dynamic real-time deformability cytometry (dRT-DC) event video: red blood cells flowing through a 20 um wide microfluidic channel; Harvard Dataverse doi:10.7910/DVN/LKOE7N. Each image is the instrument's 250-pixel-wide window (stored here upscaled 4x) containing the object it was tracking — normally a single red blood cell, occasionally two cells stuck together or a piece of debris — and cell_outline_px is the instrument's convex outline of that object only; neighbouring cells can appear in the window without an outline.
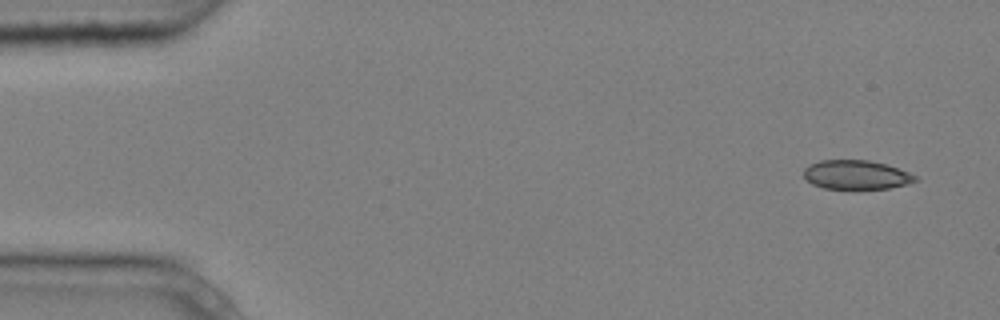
{"species": "common noctule bat (a hibernating species)", "species_latin": "Nyctalus noctula", "temperature_condition": "cold", "stored_images_in_passage": 10, "camera_frame_rate_fps": 3000, "um_per_image_px": 0.085, "animal": {"sex": "male", "body_mass_g": 20.4}, "frame": {"image": 1, "passage_image": 1, "time_ms": 0.0, "image_size_px": [1000, 320], "cell_outline_px": [[920, 180], [908, 184], [888, 188], [852, 192], [824, 188], [812, 184], [804, 176], [804, 168], [820, 160], [868, 160], [888, 164], [908, 172], [916, 176]], "centroid_in_image_um": [72.81, 14.9], "position_along_channel_um": 12.2, "area_um2": 19.71}}
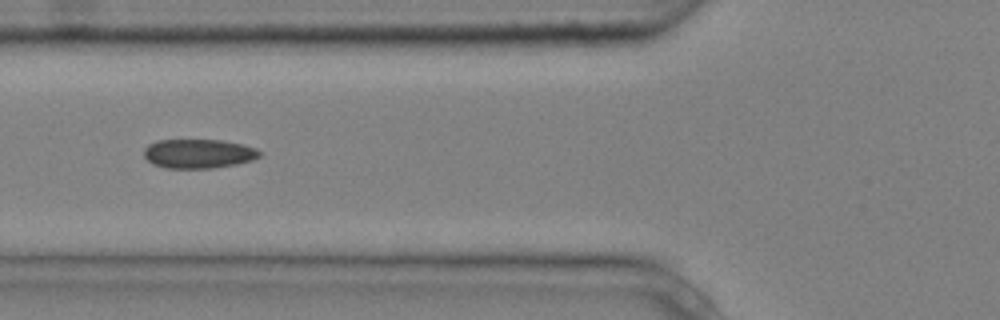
{"frame": {"image": 2, "passage_image": 5, "time_ms": 1.333, "image_size_px": [1000, 320], "cell_outline_px": [[260, 156], [252, 160], [236, 164], [212, 168], [164, 168], [152, 164], [144, 156], [144, 148], [148, 144], [156, 140], [220, 140], [244, 144], [256, 148], [260, 152]], "centroid_in_image_um": [16.85, 13.06], "position_along_channel_um": 109.0, "area_um2": 19.77}}
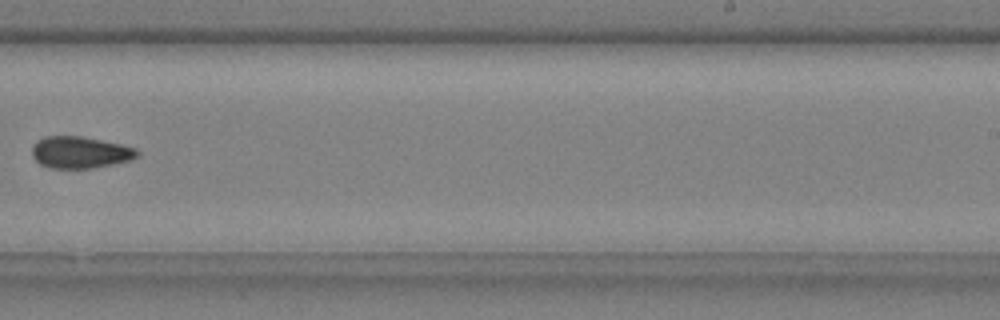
{"frame": {"image": 3, "passage_image": 9, "time_ms": 2.667, "image_size_px": [1000, 320], "cell_outline_px": [[140, 156], [132, 160], [92, 168], [48, 168], [40, 164], [32, 156], [32, 144], [36, 140], [44, 136], [80, 136], [120, 144], [136, 148], [140, 152]], "centroid_in_image_um": [6.8, 12.95], "position_along_channel_um": 282.2, "area_um2": 19.65}}